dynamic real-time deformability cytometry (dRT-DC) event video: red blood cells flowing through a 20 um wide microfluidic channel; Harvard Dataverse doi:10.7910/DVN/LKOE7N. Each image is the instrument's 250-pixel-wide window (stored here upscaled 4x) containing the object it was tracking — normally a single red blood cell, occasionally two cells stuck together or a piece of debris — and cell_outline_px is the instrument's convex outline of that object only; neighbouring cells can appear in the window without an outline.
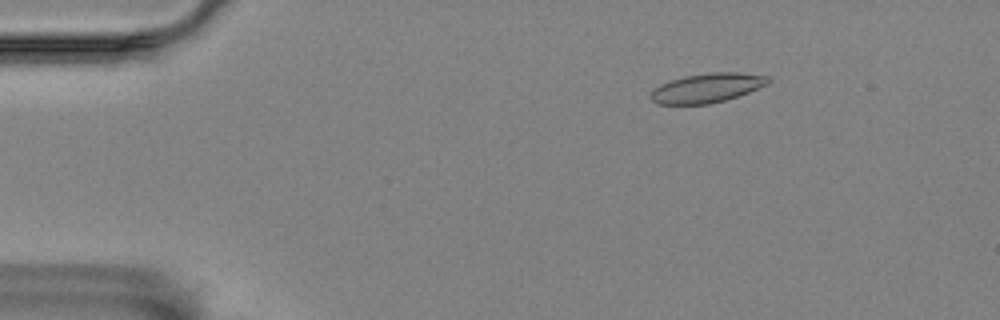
{"species": "Egyptian fruit bat (a non-hibernating species)", "species_latin": "Rousettus aegyptiacus", "temperature_condition": "room temperature", "stored_images_in_passage": 17, "camera_frame_rate_fps": 3000, "um_per_image_px": 0.085, "animal": {"sex": "female"}, "frame": {"image": 1, "passage_image": 9, "time_ms": 2.667, "image_size_px": [1000, 320], "cell_outline_px": [[772, 80], [768, 84], [748, 92], [724, 100], [708, 104], [656, 104], [648, 96], [660, 84], [684, 76], [712, 72], [740, 72], [768, 76]], "centroid_in_image_um": [60.1, 7.47], "position_along_channel_um": 24.9, "area_um2": 19.94}}
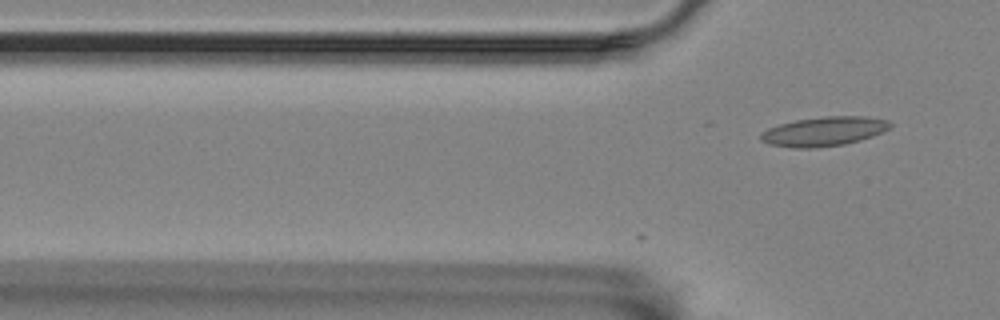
{"frame": {"image": 2, "passage_image": 17, "time_ms": 5.333, "image_size_px": [1000, 320], "cell_outline_px": [[892, 124], [888, 128], [872, 136], [860, 140], [844, 144], [816, 148], [792, 148], [768, 144], [760, 140], [760, 132], [768, 128], [780, 124], [796, 120], [824, 116], [864, 116], [888, 120]], "centroid_in_image_um": [69.98, 11.17], "position_along_channel_um": 55.8, "area_um2": 22.08}}